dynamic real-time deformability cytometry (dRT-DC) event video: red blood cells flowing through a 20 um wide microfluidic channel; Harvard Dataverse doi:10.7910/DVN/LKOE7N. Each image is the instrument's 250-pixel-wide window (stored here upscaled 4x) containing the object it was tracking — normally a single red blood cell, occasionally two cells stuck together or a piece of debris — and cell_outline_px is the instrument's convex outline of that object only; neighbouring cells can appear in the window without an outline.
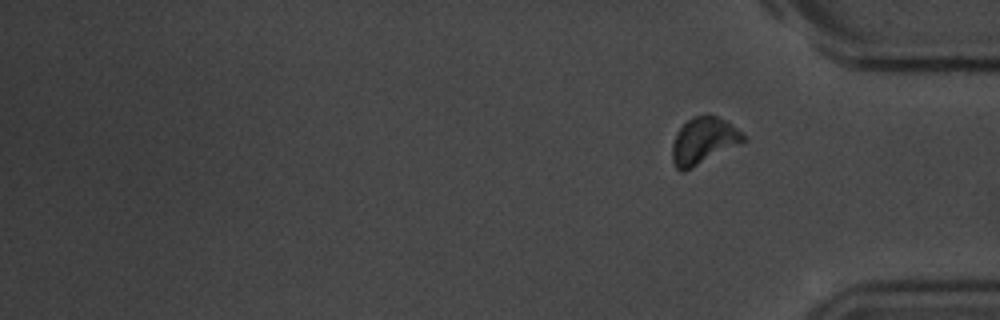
{"species": "common noctule bat (a hibernating species)", "species_latin": "Nyctalus noctula", "temperature_condition": "room temperature", "stored_images_in_passage": 15, "segment_of_instrument_passage": [2, 2], "camera_frame_rate_fps": 3000, "um_per_image_px": 0.085, "animal": {"sex": "male", "body_mass_g": 20.1, "forearm_length_mm": 53.5}, "frame": {"image": 1, "passage_image": 15, "time_ms": 18.0, "image_size_px": [1000, 320], "cell_outline_px": [[748, 140], [684, 172], [680, 172], [672, 164], [672, 144], [676, 132], [692, 116], [708, 112], [724, 120], [748, 136]], "centroid_in_image_um": [59.8, 11.96], "position_along_channel_um": 375.4, "area_um2": 19.71}}